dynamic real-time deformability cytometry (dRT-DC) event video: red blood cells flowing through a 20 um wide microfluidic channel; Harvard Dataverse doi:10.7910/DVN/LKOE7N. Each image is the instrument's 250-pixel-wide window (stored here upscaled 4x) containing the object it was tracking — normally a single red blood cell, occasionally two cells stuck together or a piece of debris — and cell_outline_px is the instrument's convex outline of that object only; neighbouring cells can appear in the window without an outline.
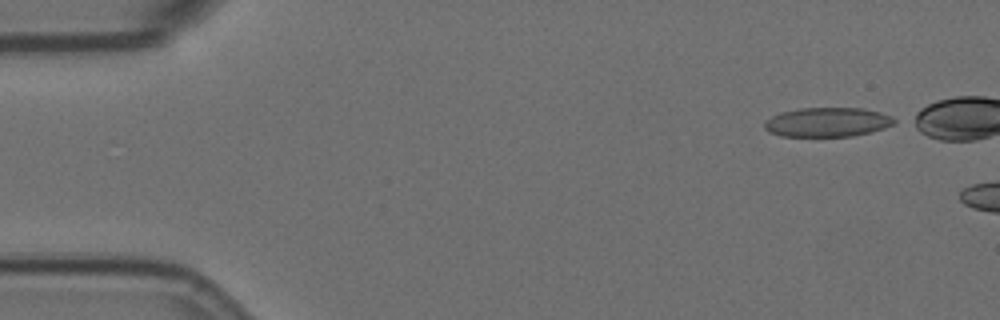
{"species": "Egyptian fruit bat (a non-hibernating species)", "species_latin": "Rousettus aegyptiacus", "temperature_condition": "room temperature", "stored_images_in_passage": 5, "camera_frame_rate_fps": 3000, "um_per_image_px": 0.085, "animal": {"sex": "female"}, "frame": {"image": 1, "passage_image": 1, "time_ms": 0.0, "image_size_px": [1000, 320], "cell_outline_px": [[900, 120], [896, 124], [872, 132], [852, 136], [780, 136], [768, 132], [764, 128], [764, 120], [780, 112], [800, 108], [864, 108], [880, 112], [892, 116]], "centroid_in_image_um": [70.36, 10.38], "position_along_channel_um": 14.6, "area_um2": 22.54}}